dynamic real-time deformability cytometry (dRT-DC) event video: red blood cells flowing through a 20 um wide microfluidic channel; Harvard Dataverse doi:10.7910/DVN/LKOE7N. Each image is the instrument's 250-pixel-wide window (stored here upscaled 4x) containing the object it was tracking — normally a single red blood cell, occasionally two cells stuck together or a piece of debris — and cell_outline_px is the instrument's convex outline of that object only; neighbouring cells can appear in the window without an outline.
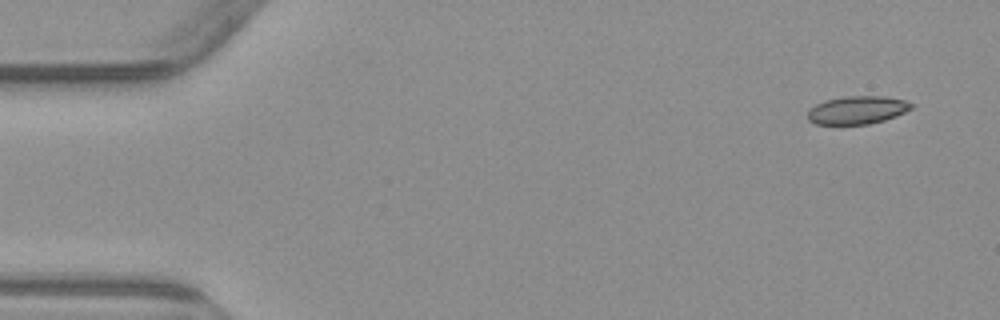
{"species": "common noctule bat (a hibernating species)", "species_latin": "Nyctalus noctula", "temperature_condition": "warm", "stored_images_in_passage": 7, "camera_frame_rate_fps": 3000, "um_per_image_px": 0.085, "animal": {"sex": "male", "body_mass_g": 23.1, "forearm_length_mm": 52.7}, "frame": {"image": 1, "passage_image": 1, "time_ms": 0.0, "image_size_px": [1000, 320], "cell_outline_px": [[916, 104], [912, 108], [896, 116], [884, 120], [868, 124], [816, 124], [808, 120], [808, 108], [824, 100], [844, 96], [884, 96], [904, 100]], "centroid_in_image_um": [72.86, 9.34], "position_along_channel_um": 12.1, "area_um2": 17.05}}
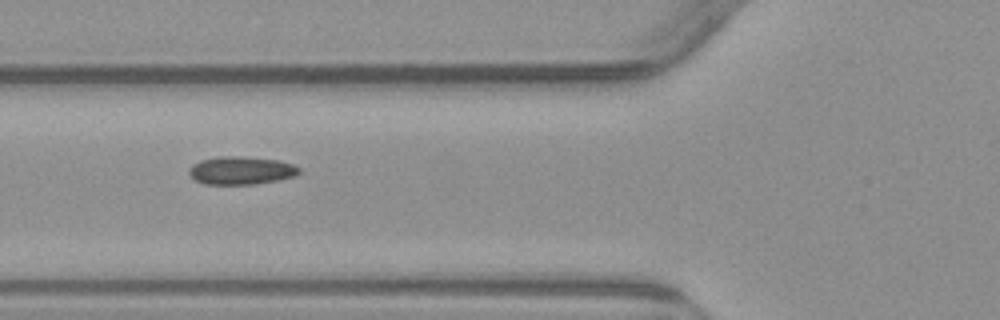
{"frame": {"image": 2, "passage_image": 6, "time_ms": 5.667, "image_size_px": [1000, 320], "cell_outline_px": [[300, 172], [296, 176], [256, 184], [204, 184], [196, 180], [188, 172], [188, 168], [192, 164], [200, 160], [224, 156], [240, 156], [280, 160], [292, 164], [300, 168]], "centroid_in_image_um": [20.5, 14.48], "position_along_channel_um": 105.3, "area_um2": 17.98}}
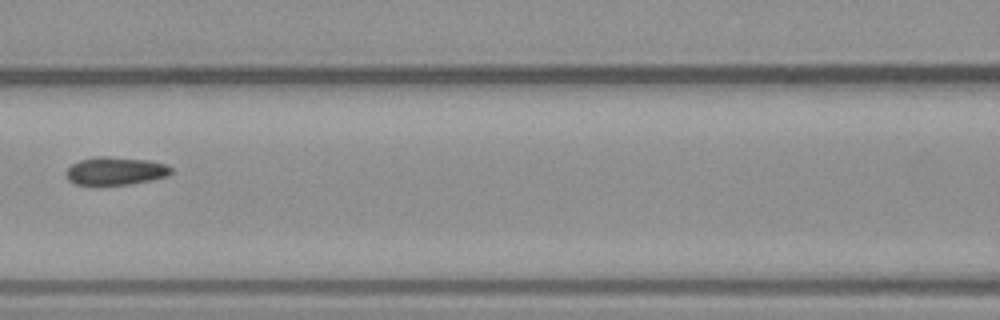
{"frame": {"image": 3, "passage_image": 7, "time_ms": 7.0, "image_size_px": [1000, 320], "cell_outline_px": [[172, 172], [168, 176], [152, 180], [128, 184], [76, 184], [68, 180], [68, 168], [72, 164], [80, 160], [96, 156], [108, 156], [148, 160], [164, 164], [172, 168]], "centroid_in_image_um": [9.85, 14.52], "position_along_channel_um": 156.8, "area_um2": 16.88}}